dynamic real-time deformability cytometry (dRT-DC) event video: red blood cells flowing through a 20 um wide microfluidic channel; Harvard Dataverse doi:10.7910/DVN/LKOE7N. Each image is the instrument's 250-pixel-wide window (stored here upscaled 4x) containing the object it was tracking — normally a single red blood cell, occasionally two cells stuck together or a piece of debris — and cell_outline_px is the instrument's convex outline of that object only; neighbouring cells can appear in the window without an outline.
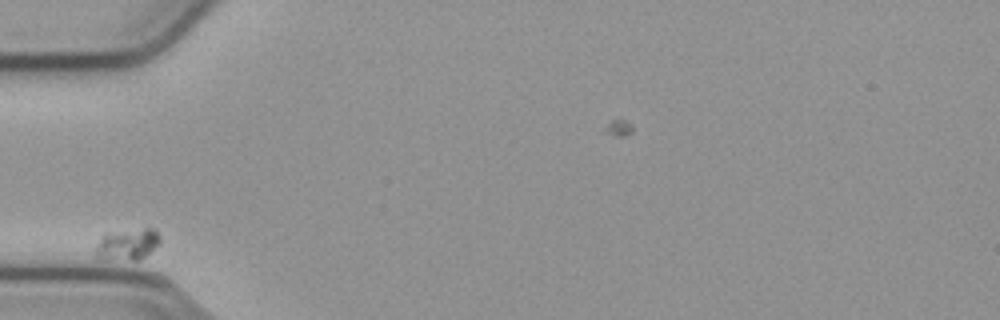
{"species": "common noctule bat (a hibernating species)", "species_latin": "Nyctalus noctula", "temperature_condition": "cold", "stored_images_in_passage": 33, "camera_frame_rate_fps": 3000, "um_per_image_px": 0.085, "animal": {"sex": "male", "body_mass_g": 23.1, "forearm_length_mm": 52.7}, "frame": {"image": 1, "passage_image": 1, "time_ms": 0.0, "image_size_px": [1000, 320], "cell_outline_px": [[160, 240], [144, 256], [136, 260], [132, 260], [96, 256], [96, 248], [104, 232], [144, 228], [156, 228], [160, 236]], "centroid_in_image_um": [10.85, 20.7], "position_along_channel_um": 74.2, "area_um2": 11.39}}
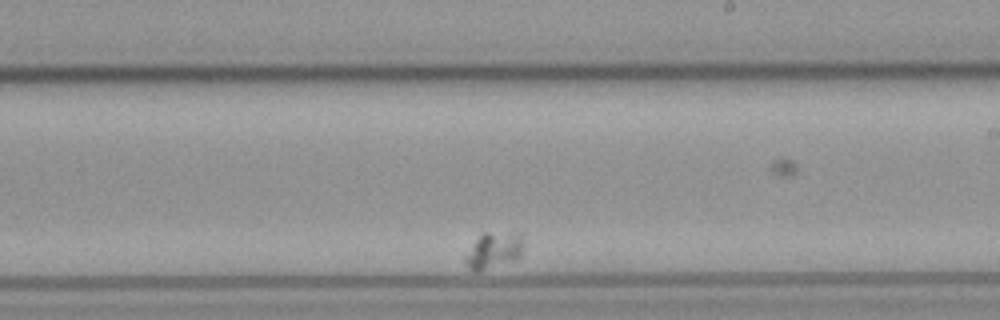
{"frame": {"image": 2, "passage_image": 20, "time_ms": 6.333, "image_size_px": [1000, 320], "cell_outline_px": [[524, 240], [520, 256], [516, 260], [476, 272], [464, 260], [476, 240], [484, 232], [520, 232], [524, 236]], "centroid_in_image_um": [42.06, 21.24], "position_along_channel_um": 246.9, "area_um2": 12.14}}
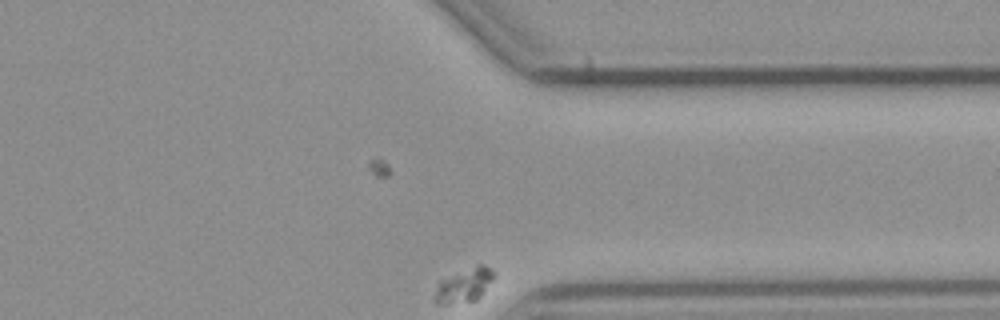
{"frame": {"image": 3, "passage_image": 33, "time_ms": 10.667, "image_size_px": [1000, 320], "cell_outline_px": [[496, 272], [492, 280], [484, 292], [476, 300], [448, 304], [436, 304], [432, 300], [432, 296], [440, 280], [476, 264], [484, 264]], "centroid_in_image_um": [39.43, 24.25], "position_along_channel_um": 372.0, "area_um2": 11.91}}